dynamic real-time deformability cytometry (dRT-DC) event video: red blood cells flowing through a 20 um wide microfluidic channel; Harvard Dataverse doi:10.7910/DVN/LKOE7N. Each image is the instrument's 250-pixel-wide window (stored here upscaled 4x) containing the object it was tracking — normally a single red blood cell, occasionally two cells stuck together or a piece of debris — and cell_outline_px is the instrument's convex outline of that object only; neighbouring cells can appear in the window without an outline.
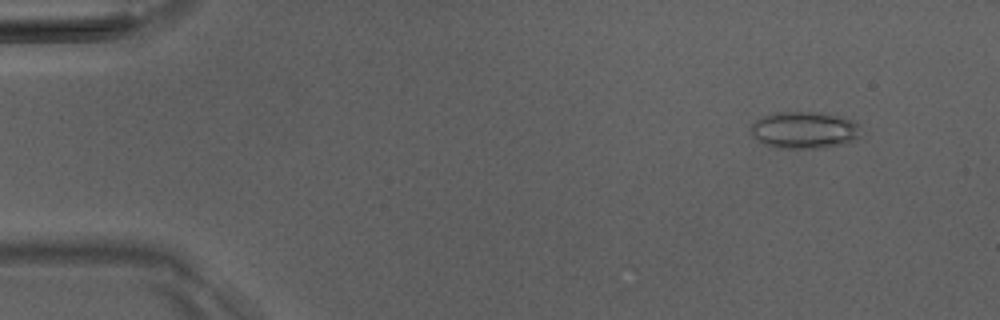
{"species": "Egyptian fruit bat (a non-hibernating species)", "species_latin": "Rousettus aegyptiacus", "temperature_condition": "room temperature", "stored_images_in_passage": 5, "camera_frame_rate_fps": 3000, "um_per_image_px": 0.085, "animal": {"sex": "male"}, "frame": {"image": 1, "passage_image": 1, "time_ms": 0.0, "image_size_px": [1000, 320], "cell_outline_px": [[860, 136], [844, 144], [824, 148], [776, 148], [764, 144], [756, 140], [752, 136], [752, 124], [756, 120], [764, 116], [780, 112], [820, 112], [844, 116], [860, 124]], "centroid_in_image_um": [68.4, 11.06], "position_along_channel_um": 16.6, "area_um2": 23.93}}